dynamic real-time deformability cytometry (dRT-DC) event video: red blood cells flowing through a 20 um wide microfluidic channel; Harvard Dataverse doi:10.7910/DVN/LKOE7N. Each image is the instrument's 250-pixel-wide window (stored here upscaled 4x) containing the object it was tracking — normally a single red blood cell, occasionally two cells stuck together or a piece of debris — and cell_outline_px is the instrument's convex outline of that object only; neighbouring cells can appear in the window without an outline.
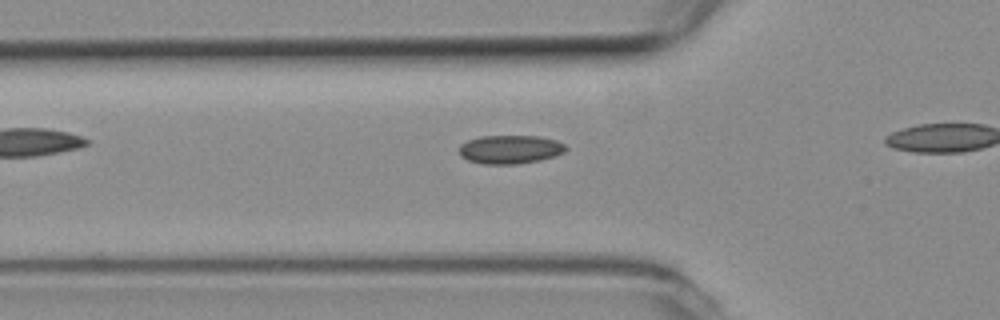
{"species": "common noctule bat (a hibernating species)", "species_latin": "Nyctalus noctula", "temperature_condition": "room temperature", "stored_images_in_passage": 36, "camera_frame_rate_fps": 3000, "um_per_image_px": 0.085, "animal": {"sex": "female", "body_mass_g": 19.3, "forearm_length_mm": 54.1}, "frame": {"image": 1, "passage_image": 11, "time_ms": 3.333, "image_size_px": [1000, 320], "cell_outline_px": [[568, 148], [564, 152], [556, 156], [540, 160], [516, 164], [484, 164], [468, 160], [460, 156], [460, 144], [468, 140], [480, 136], [536, 136], [556, 140], [564, 144]], "centroid_in_image_um": [43.37, 12.7], "position_along_channel_um": 82.4, "area_um2": 17.8}}
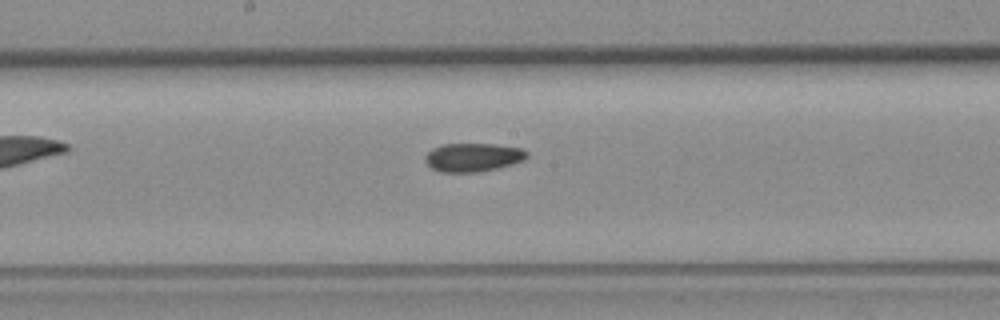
{"frame": {"image": 2, "passage_image": 21, "time_ms": 6.667, "image_size_px": [1000, 320], "cell_outline_px": [[528, 156], [524, 160], [512, 164], [496, 168], [476, 172], [440, 172], [432, 168], [424, 160], [424, 156], [432, 148], [440, 144], [492, 144], [524, 148], [528, 152]], "centroid_in_image_um": [40.2, 13.36], "position_along_channel_um": 208.0, "area_um2": 16.99}}
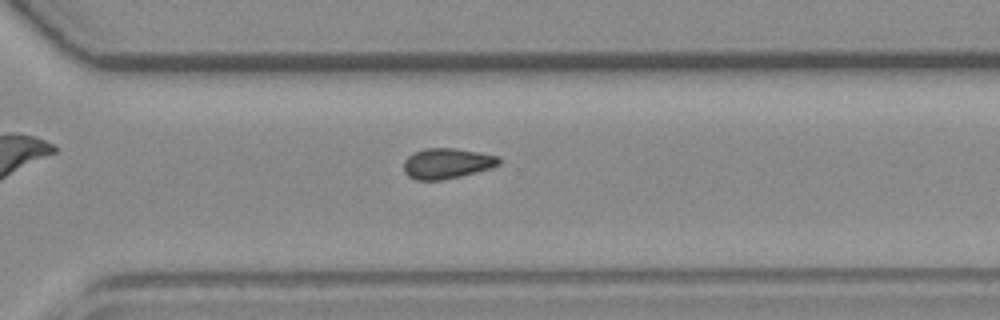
{"frame": {"image": 3, "passage_image": 31, "time_ms": 10.0, "image_size_px": [1000, 320], "cell_outline_px": [[500, 164], [492, 168], [460, 176], [440, 180], [416, 180], [408, 176], [404, 172], [404, 160], [408, 156], [424, 148], [456, 148], [500, 156]], "centroid_in_image_um": [38.0, 13.89], "position_along_channel_um": 332.6, "area_um2": 16.94}}